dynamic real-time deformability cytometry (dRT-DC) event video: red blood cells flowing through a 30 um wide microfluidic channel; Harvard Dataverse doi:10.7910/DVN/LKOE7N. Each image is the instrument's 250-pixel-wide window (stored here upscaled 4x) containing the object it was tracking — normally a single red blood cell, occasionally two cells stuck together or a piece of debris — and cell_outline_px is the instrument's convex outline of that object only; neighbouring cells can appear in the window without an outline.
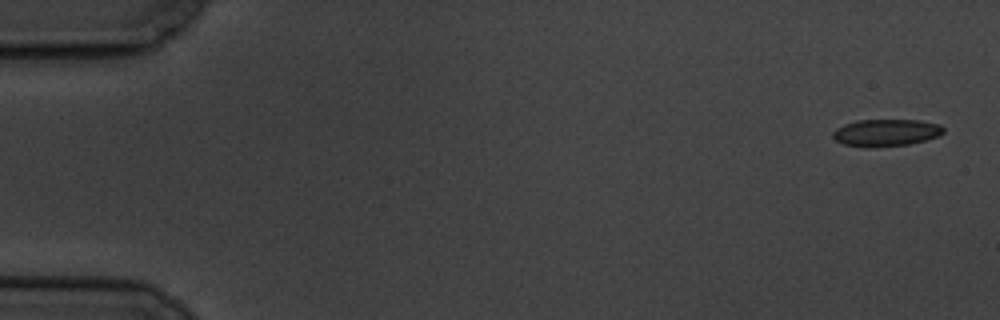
{"species": "common noctule bat (a hibernating species)", "species_latin": "Nyctalus noctula", "temperature_condition": "cold", "stored_images_in_passage": 5, "camera_frame_rate_fps": 3000, "um_per_image_px": 0.085, "animal": {"sex": "male", "body_mass_g": 19.5, "forearm_length_mm": 54.6}, "frame": {"image": 1, "passage_image": 1, "time_ms": 0.0, "image_size_px": [1000, 320], "cell_outline_px": [[944, 132], [940, 136], [908, 144], [868, 148], [864, 148], [844, 144], [836, 140], [832, 136], [832, 132], [836, 128], [844, 124], [856, 120], [920, 120], [940, 124], [944, 128]], "centroid_in_image_um": [75.3, 11.27], "position_along_channel_um": 9.7, "area_um2": 17.63}}
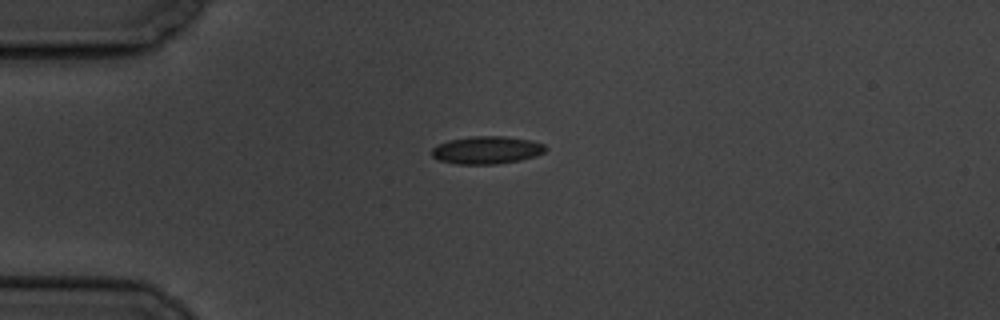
{"frame": {"image": 2, "passage_image": 4, "time_ms": 4.333, "image_size_px": [1000, 320], "cell_outline_px": [[548, 148], [544, 152], [536, 156], [520, 160], [496, 164], [456, 164], [440, 160], [432, 156], [432, 148], [448, 140], [472, 136], [504, 136], [532, 140], [544, 144]], "centroid_in_image_um": [41.41, 12.75], "position_along_channel_um": 43.6, "area_um2": 18.38}}